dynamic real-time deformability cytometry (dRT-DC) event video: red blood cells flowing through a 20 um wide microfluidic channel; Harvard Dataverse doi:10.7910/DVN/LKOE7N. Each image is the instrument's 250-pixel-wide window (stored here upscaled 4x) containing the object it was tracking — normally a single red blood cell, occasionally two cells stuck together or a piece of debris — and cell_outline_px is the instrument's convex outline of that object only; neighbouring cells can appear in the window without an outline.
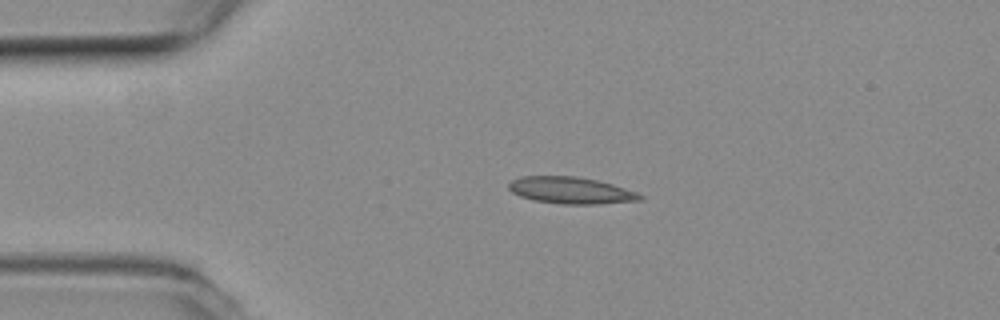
{"species": "common noctule bat (a hibernating species)", "species_latin": "Nyctalus noctula", "temperature_condition": "room temperature", "stored_images_in_passage": 3, "camera_frame_rate_fps": 3000, "um_per_image_px": 0.085, "animal": {"sex": "female", "body_mass_g": 19.3, "forearm_length_mm": 54.1}, "frame": {"image": 1, "passage_image": 2, "time_ms": 0.333, "image_size_px": [1000, 320], "cell_outline_px": [[644, 200], [596, 204], [560, 204], [532, 200], [520, 196], [512, 192], [508, 188], [508, 184], [512, 180], [520, 176], [576, 176], [596, 180], [612, 184], [636, 192], [644, 196]], "centroid_in_image_um": [48.51, 16.18], "position_along_channel_um": 36.5, "area_um2": 20.52}}
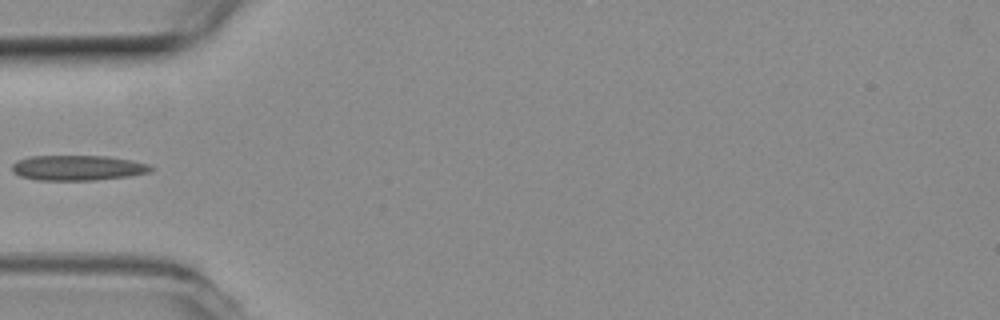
{"frame": {"image": 2, "passage_image": 3, "time_ms": 0.667, "image_size_px": [1000, 320], "cell_outline_px": [[156, 168], [152, 172], [132, 176], [92, 180], [36, 180], [20, 176], [12, 172], [12, 164], [16, 160], [28, 156], [108, 156], [132, 160], [148, 164]], "centroid_in_image_um": [6.63, 14.26], "position_along_channel_um": 78.4, "area_um2": 20.69}}